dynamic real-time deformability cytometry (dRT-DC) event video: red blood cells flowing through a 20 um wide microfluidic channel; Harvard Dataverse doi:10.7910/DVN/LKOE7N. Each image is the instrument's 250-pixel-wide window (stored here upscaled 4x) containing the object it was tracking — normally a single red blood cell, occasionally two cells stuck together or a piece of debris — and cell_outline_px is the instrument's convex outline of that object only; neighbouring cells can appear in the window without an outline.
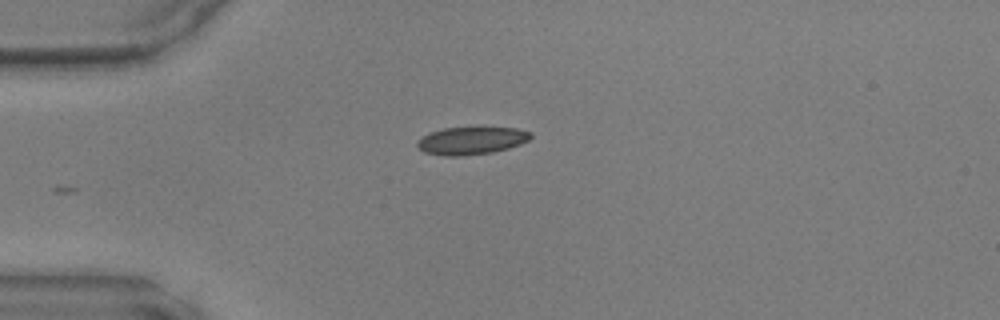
{"species": "common noctule bat (a hibernating species)", "species_latin": "Nyctalus noctula", "temperature_condition": "warm", "stored_images_in_passage": 26, "camera_frame_rate_fps": 3000, "um_per_image_px": 0.085, "animal": {"sex": "male", "body_mass_g": 17.9, "forearm_length_mm": 54.2}, "frame": {"image": 1, "passage_image": 1, "time_ms": 0.0, "image_size_px": [1000, 320], "cell_outline_px": [[532, 136], [528, 140], [520, 144], [508, 148], [492, 152], [460, 156], [444, 156], [424, 152], [416, 144], [416, 140], [432, 132], [444, 128], [516, 128], [532, 132]], "centroid_in_image_um": [40.07, 11.96], "position_along_channel_um": 44.9, "area_um2": 18.03}}
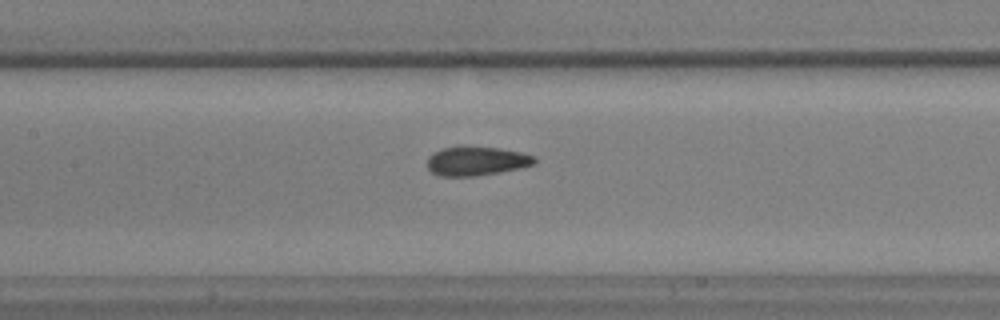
{"frame": {"image": 2, "passage_image": 11, "time_ms": 3.333, "image_size_px": [1000, 320], "cell_outline_px": [[536, 160], [532, 164], [500, 172], [476, 176], [440, 176], [432, 172], [428, 168], [428, 156], [432, 152], [444, 148], [460, 144], [500, 148], [520, 152], [536, 156]], "centroid_in_image_um": [40.45, 13.65], "position_along_channel_um": 167.0, "area_um2": 18.44}}
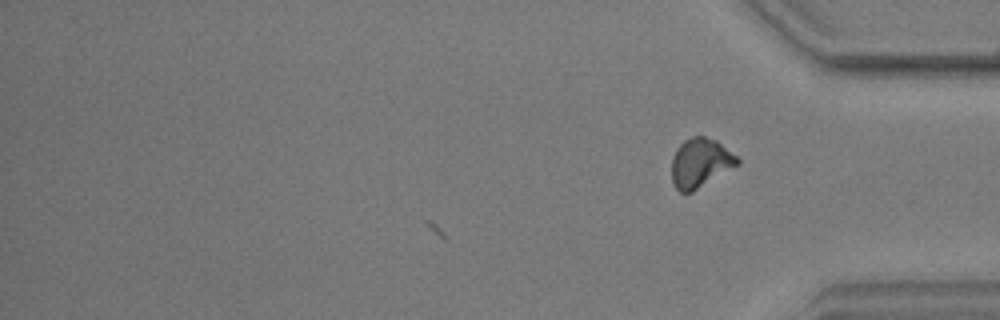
{"frame": {"image": 3, "passage_image": 26, "time_ms": 8.333, "image_size_px": [1000, 320], "cell_outline_px": [[740, 164], [692, 192], [680, 192], [676, 188], [672, 180], [672, 156], [680, 144], [684, 140], [692, 136], [704, 136], [716, 140], [736, 156], [740, 160]], "centroid_in_image_um": [59.52, 13.84], "position_along_channel_um": 375.7, "area_um2": 18.73}}